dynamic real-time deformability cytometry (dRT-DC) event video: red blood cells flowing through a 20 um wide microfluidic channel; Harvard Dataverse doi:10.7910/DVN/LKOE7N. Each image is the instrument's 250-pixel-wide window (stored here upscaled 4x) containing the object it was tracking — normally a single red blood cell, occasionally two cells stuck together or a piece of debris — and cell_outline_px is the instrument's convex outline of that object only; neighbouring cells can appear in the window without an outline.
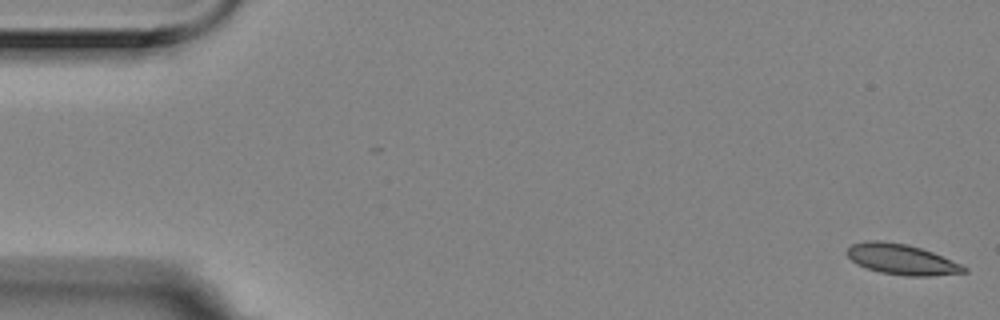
{"species": "Egyptian fruit bat (a non-hibernating species)", "species_latin": "Rousettus aegyptiacus", "temperature_condition": "room temperature", "stored_images_in_passage": 6, "camera_frame_rate_fps": 3000, "um_per_image_px": 0.085, "animal": {"sex": "female"}, "frame": {"image": 1, "passage_image": 1, "time_ms": 0.0, "image_size_px": [1000, 320], "cell_outline_px": [[968, 272], [932, 276], [908, 276], [880, 272], [856, 264], [844, 252], [852, 244], [864, 240], [880, 240], [908, 244], [932, 252], [960, 264], [968, 268]], "centroid_in_image_um": [76.61, 22.04], "position_along_channel_um": 8.4, "area_um2": 20.81}}
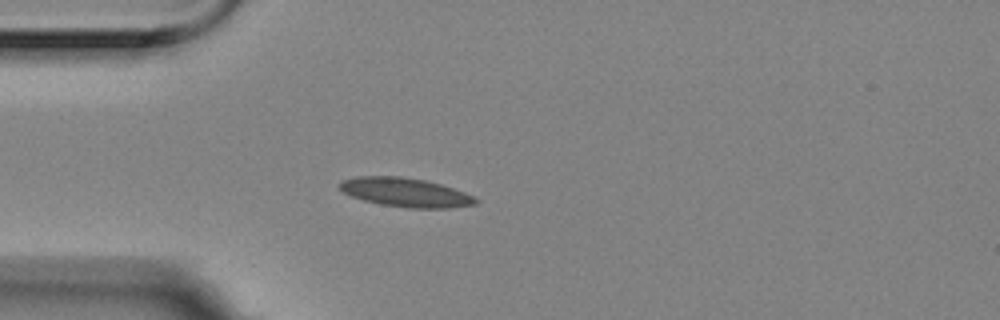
{"frame": {"image": 2, "passage_image": 5, "time_ms": 1.333, "image_size_px": [1000, 320], "cell_outline_px": [[480, 200], [476, 204], [448, 208], [408, 208], [380, 204], [364, 200], [352, 196], [344, 192], [336, 184], [340, 180], [360, 176], [400, 176], [424, 180], [440, 184], [476, 196]], "centroid_in_image_um": [34.47, 16.35], "position_along_channel_um": 50.5, "area_um2": 23.0}}